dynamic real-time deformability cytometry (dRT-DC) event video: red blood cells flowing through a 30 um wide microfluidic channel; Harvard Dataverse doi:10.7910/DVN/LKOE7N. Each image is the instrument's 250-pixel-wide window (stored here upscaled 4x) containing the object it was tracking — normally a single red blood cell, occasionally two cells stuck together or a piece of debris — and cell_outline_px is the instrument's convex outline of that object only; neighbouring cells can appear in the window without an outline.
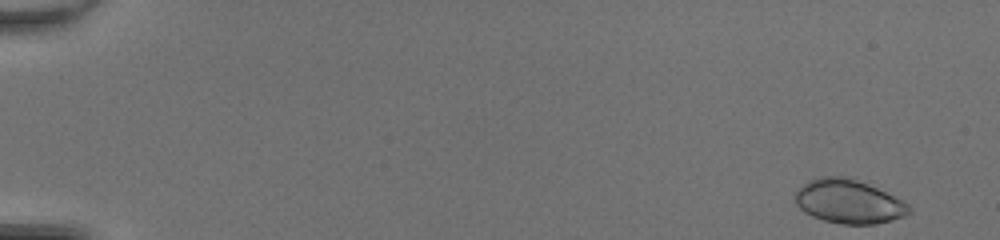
{"species": "common noctule bat (a hibernating species)", "species_latin": "Nyctalus noctula", "temperature_condition": "room temperature", "stored_images_in_passage": 48, "camera_frame_rate_fps": 3000, "um_per_image_px": 0.085, "animal": {"sex": "female", "body_mass_g": 20.0, "forearm_length_mm": 54.0}, "frame": {"image": 1, "passage_image": 1, "time_ms": 0.0, "image_size_px": [1000, 240], "cell_outline_px": [[912, 212], [904, 216], [892, 220], [876, 224], [840, 224], [824, 220], [812, 216], [804, 212], [796, 204], [792, 196], [808, 180], [820, 176], [856, 176], [908, 204], [912, 208]], "centroid_in_image_um": [72.14, 17.1], "position_along_channel_um": 12.9, "area_um2": 29.65}}
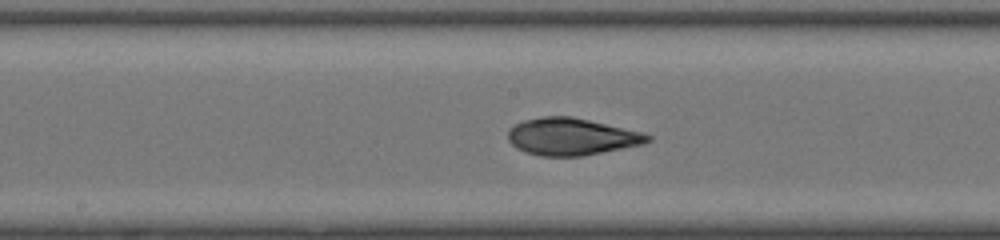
{"frame": {"image": 2, "passage_image": 26, "time_ms": 8.333, "image_size_px": [1000, 240], "cell_outline_px": [[652, 140], [644, 144], [580, 156], [540, 156], [516, 148], [508, 140], [508, 128], [524, 120], [544, 116], [572, 116], [640, 132], [652, 136]], "centroid_in_image_um": [48.55, 11.61], "position_along_channel_um": 199.6, "area_um2": 29.94}}
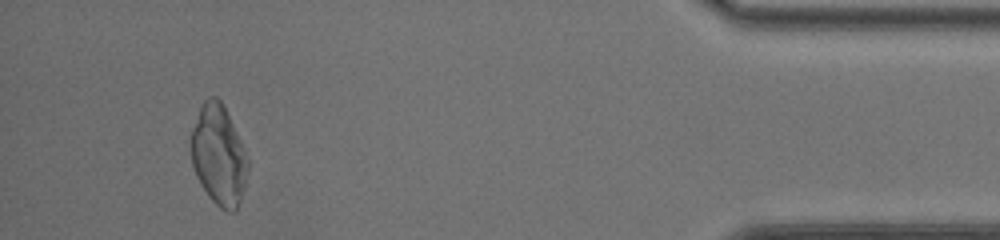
{"frame": {"image": 3, "passage_image": 45, "time_ms": 14.667, "image_size_px": [1000, 240], "cell_outline_px": [[248, 172], [240, 200], [236, 212], [228, 212], [220, 208], [208, 196], [200, 184], [196, 176], [192, 164], [192, 132], [200, 108], [204, 100], [208, 96], [216, 96], [224, 104], [248, 160]], "centroid_in_image_um": [18.59, 13.21], "position_along_channel_um": 416.6, "area_um2": 32.71}, "authors_computed_cell_mechanics": {"area_um2": 29.9404, "velocity_mm_per_s": 4.3063, "shape_relaxation_time_tau1_ms": 6.8607, "shape_relaxation_time_tau2_ms": 0.8678, "deformation_change_tau1": 0.2969, "deformation_change_tau2": 0.0496}}